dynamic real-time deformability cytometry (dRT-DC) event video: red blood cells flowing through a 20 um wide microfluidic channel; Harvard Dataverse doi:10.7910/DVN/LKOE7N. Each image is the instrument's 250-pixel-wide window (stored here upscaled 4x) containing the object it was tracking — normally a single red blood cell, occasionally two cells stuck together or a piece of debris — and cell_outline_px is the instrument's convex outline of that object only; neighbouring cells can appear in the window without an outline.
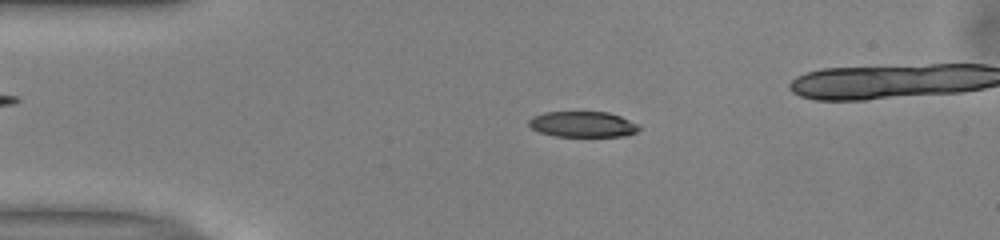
{"species": "common noctule bat (a hibernating species)", "species_latin": "Nyctalus noctula", "temperature_condition": "warm", "stored_images_in_passage": 45, "camera_frame_rate_fps": 3000, "um_per_image_px": 0.085, "animal": {"sex": "male", "body_mass_g": 13.0, "forearm_length_mm": 53.1}, "frame": {"image": 1, "passage_image": 10, "time_ms": 3.0, "image_size_px": [1000, 240], "cell_outline_px": [[640, 128], [636, 132], [624, 136], [552, 136], [540, 132], [532, 128], [528, 124], [528, 120], [532, 116], [544, 112], [608, 112], [620, 116], [640, 124]], "centroid_in_image_um": [49.53, 10.56], "position_along_channel_um": 35.5, "area_um2": 16.59}}
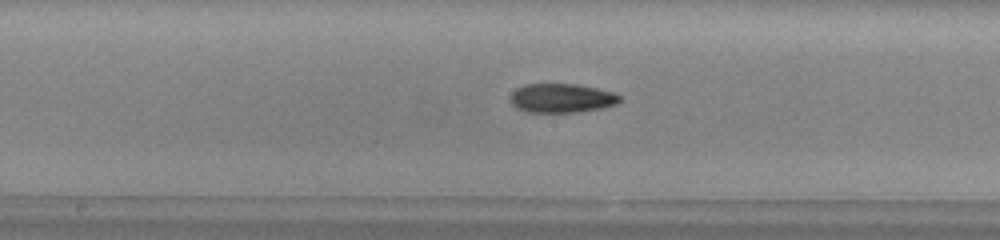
{"frame": {"image": 2, "passage_image": 25, "time_ms": 8.0, "image_size_px": [1000, 240], "cell_outline_px": [[620, 100], [616, 104], [600, 108], [576, 112], [524, 112], [516, 108], [508, 100], [512, 92], [516, 88], [524, 84], [576, 84], [616, 92], [620, 96]], "centroid_in_image_um": [47.69, 8.34], "position_along_channel_um": 200.5, "area_um2": 18.67}}
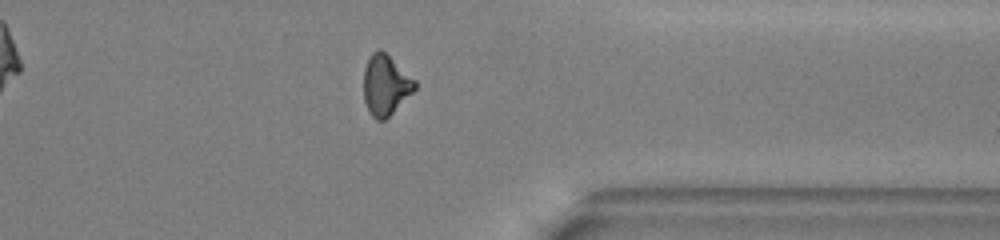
{"frame": {"image": 3, "passage_image": 39, "time_ms": 12.667, "image_size_px": [1000, 240], "cell_outline_px": [[416, 88], [384, 120], [376, 120], [372, 116], [364, 100], [364, 68], [372, 52], [380, 48], [416, 80]], "centroid_in_image_um": [32.76, 7.21], "position_along_channel_um": 378.6, "area_um2": 17.63}, "authors_computed_cell_mechanics": {"area_um2": 17.9758, "velocity_mm_per_s": 4.0201, "shape_relaxation_time_tau1_ms": 3.4626, "shape_relaxation_time_tau2_ms": 8.4921, "deformation_change_tau1": 0.1485, "deformation_change_tau2": 0.1646}}